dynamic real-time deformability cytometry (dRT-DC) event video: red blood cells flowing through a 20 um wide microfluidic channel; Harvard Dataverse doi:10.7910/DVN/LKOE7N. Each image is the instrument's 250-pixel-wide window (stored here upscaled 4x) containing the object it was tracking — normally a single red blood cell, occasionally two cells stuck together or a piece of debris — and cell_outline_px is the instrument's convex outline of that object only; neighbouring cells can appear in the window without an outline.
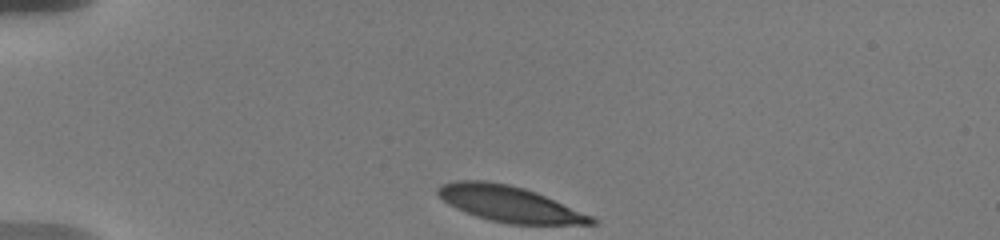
{"species": "human", "species_latin": "Homo sapiens", "temperature_condition": "warm", "stored_images_in_passage": 27, "camera_frame_rate_fps": 3000, "um_per_image_px": 0.085, "donor": {"sex": "male"}, "frame": {"image": 1, "passage_image": 1, "time_ms": 0.0, "image_size_px": [1000, 240], "cell_outline_px": [[600, 220], [596, 224], [508, 224], [488, 220], [476, 216], [456, 208], [448, 204], [436, 192], [436, 188], [440, 184], [456, 180], [484, 180], [508, 184], [524, 188], [536, 192], [592, 216]], "centroid_in_image_um": [43.28, 17.33], "position_along_channel_um": 41.7, "area_um2": 32.02}}
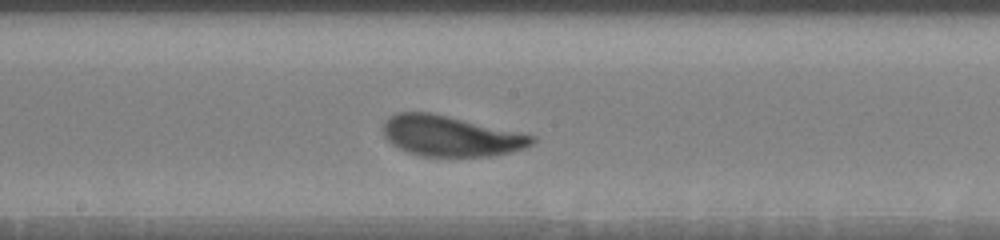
{"frame": {"image": 2, "passage_image": 13, "time_ms": 6.0, "image_size_px": [1000, 240], "cell_outline_px": [[536, 140], [532, 144], [524, 148], [512, 152], [488, 156], [420, 156], [408, 152], [392, 144], [384, 136], [384, 124], [388, 116], [396, 112], [432, 112], [536, 136]], "centroid_in_image_um": [38.3, 11.55], "position_along_channel_um": 209.9, "area_um2": 35.08}}
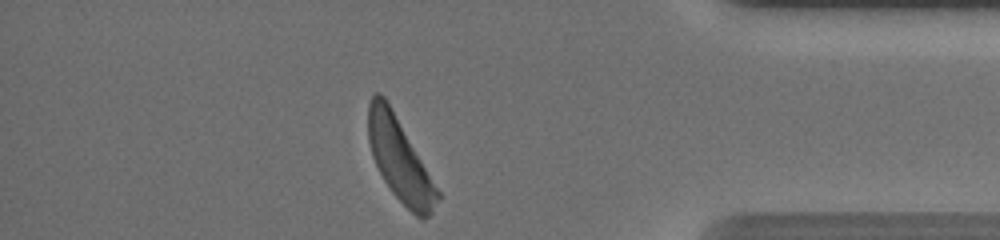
{"frame": {"image": 3, "passage_image": 27, "time_ms": 12.0, "image_size_px": [1000, 240], "cell_outline_px": [[440, 200], [432, 212], [428, 216], [416, 216], [392, 192], [384, 180], [372, 156], [368, 140], [368, 104], [372, 96], [376, 92], [380, 92], [384, 96], [440, 192]], "centroid_in_image_um": [33.96, 13.57], "position_along_channel_um": 401.2, "area_um2": 32.54}, "authors_computed_cell_mechanics": {"area_um2": 34.6222, "velocity_mm_per_s": 3.5722, "shape_relaxation_time_tau1_ms": 1.871, "shape_relaxation_time_tau2_ms": null, "deformation_change_tau1": 0.1364, "deformation_change_tau2": null}}